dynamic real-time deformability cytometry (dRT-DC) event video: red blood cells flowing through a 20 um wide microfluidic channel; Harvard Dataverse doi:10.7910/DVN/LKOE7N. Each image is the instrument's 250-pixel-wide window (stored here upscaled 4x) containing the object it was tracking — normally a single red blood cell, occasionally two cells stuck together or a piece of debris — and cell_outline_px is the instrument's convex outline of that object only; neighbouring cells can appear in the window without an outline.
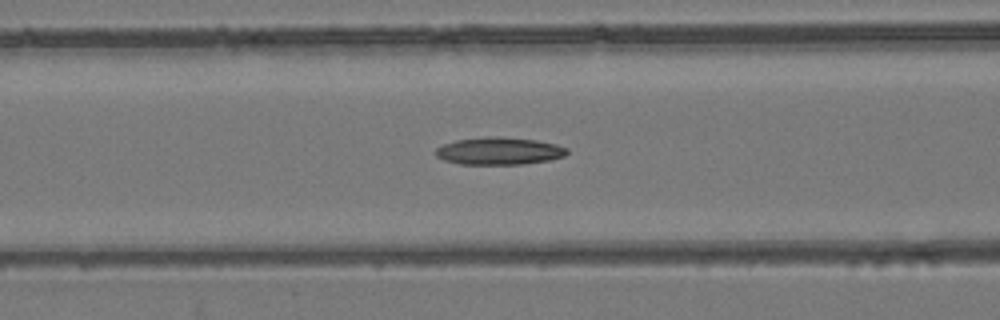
{"species": "common noctule bat (a hibernating species)", "species_latin": "Nyctalus noctula", "temperature_condition": "room temperature", "stored_images_in_passage": 54, "camera_frame_rate_fps": 3000, "um_per_image_px": 0.085, "animal": {"sex": "female", "body_mass_g": 24.6, "forearm_length_mm": 56.2}, "frame": {"image": 1, "passage_image": 23, "time_ms": 7.333, "image_size_px": [1000, 320], "cell_outline_px": [[568, 152], [564, 156], [548, 160], [524, 164], [460, 164], [444, 160], [436, 156], [436, 148], [444, 144], [456, 140], [484, 136], [500, 136], [536, 140], [556, 144], [568, 148]], "centroid_in_image_um": [42.42, 12.82], "position_along_channel_um": 124.2, "area_um2": 21.04}}
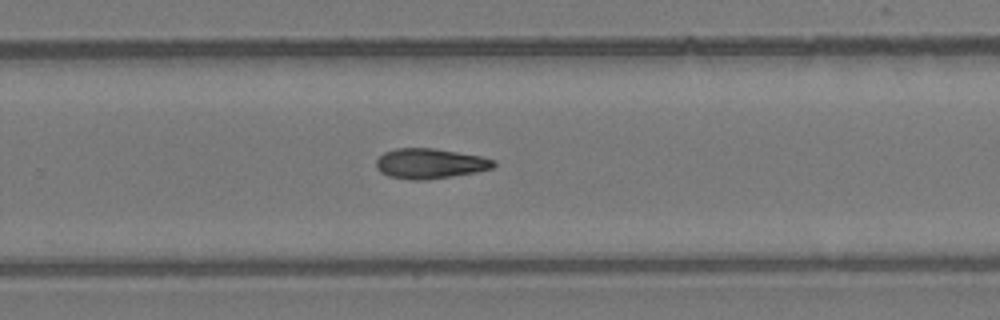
{"frame": {"image": 2, "passage_image": 36, "time_ms": 11.667, "image_size_px": [1000, 320], "cell_outline_px": [[496, 164], [492, 168], [476, 172], [428, 180], [412, 180], [388, 176], [380, 172], [376, 168], [376, 160], [384, 152], [396, 148], [432, 148], [480, 156], [496, 160]], "centroid_in_image_um": [36.53, 13.91], "position_along_channel_um": 293.3, "area_um2": 20.63}}
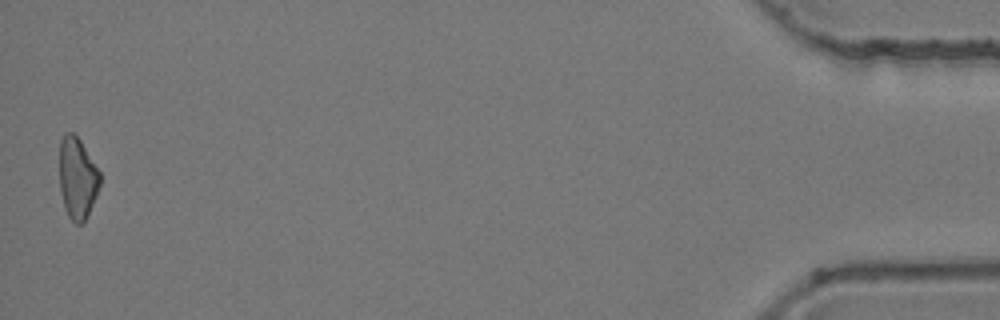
{"frame": {"image": 3, "passage_image": 54, "time_ms": 17.667, "image_size_px": [1000, 320], "cell_outline_px": [[100, 184], [96, 196], [88, 216], [80, 224], [76, 224], [68, 216], [64, 208], [60, 192], [60, 140], [64, 132], [72, 132], [80, 140], [100, 172]], "centroid_in_image_um": [6.57, 15.15], "position_along_channel_um": 428.6, "area_um2": 19.25}}